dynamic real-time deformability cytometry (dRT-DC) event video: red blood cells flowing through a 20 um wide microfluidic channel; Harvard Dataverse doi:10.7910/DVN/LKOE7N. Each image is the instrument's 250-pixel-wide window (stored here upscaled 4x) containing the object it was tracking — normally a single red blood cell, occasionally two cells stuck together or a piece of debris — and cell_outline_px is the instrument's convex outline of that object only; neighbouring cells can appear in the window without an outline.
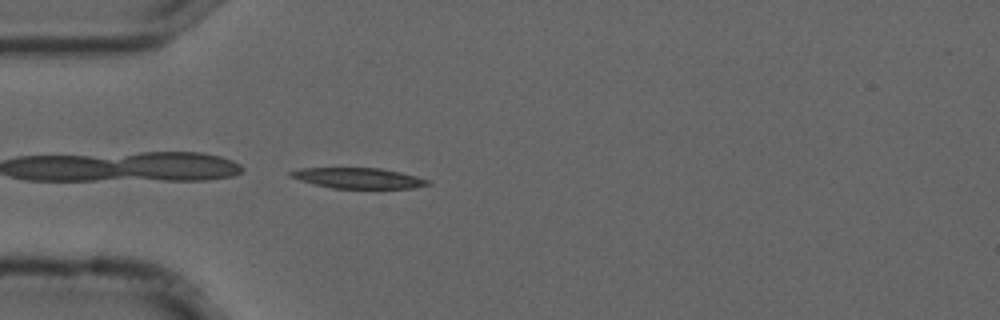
{"species": "common noctule bat (a hibernating species)", "species_latin": "Nyctalus noctula", "temperature_condition": "cold", "stored_images_in_passage": 6, "camera_frame_rate_fps": 3000, "um_per_image_px": 0.085, "animal": {"sex": "male", "forearm_length_mm": 52.5}, "frame": {"image": 1, "passage_image": 6, "time_ms": 1.667, "image_size_px": [1000, 320], "cell_outline_px": [[432, 184], [412, 188], [332, 188], [300, 180], [288, 176], [288, 172], [300, 168], [380, 168], [400, 172], [432, 180]], "centroid_in_image_um": [30.49, 15.13], "position_along_channel_um": 54.5, "area_um2": 16.42}}